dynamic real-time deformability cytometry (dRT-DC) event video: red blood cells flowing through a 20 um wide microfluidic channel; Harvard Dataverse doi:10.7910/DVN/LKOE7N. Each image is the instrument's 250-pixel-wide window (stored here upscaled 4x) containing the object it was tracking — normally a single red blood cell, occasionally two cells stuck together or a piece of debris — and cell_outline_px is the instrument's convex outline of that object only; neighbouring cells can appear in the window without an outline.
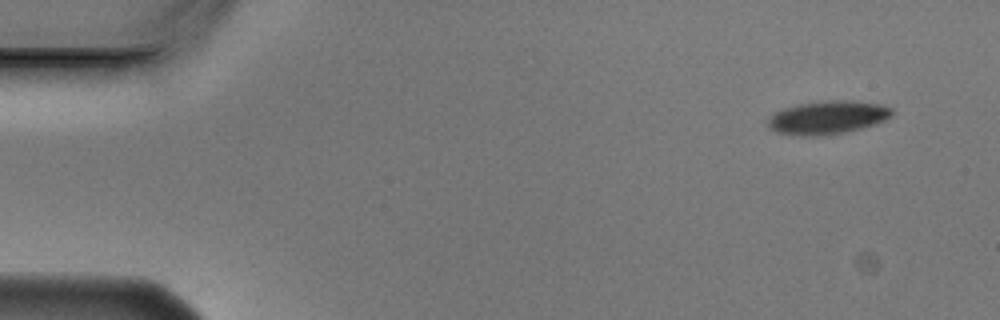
{"species": "Egyptian fruit bat (a non-hibernating species)", "species_latin": "Rousettus aegyptiacus", "temperature_condition": "cold", "stored_images_in_passage": 6, "camera_frame_rate_fps": 3000, "um_per_image_px": 0.085, "animal": {"sex": "male"}, "frame": {"image": 1, "passage_image": 1, "time_ms": 0.0, "image_size_px": [1000, 320], "cell_outline_px": [[892, 116], [876, 124], [860, 128], [820, 136], [800, 136], [776, 132], [768, 128], [768, 120], [776, 112], [784, 108], [800, 104], [832, 100], [852, 100], [880, 104], [892, 108]], "centroid_in_image_um": [70.35, 9.98], "position_along_channel_um": 14.6, "area_um2": 23.81}}
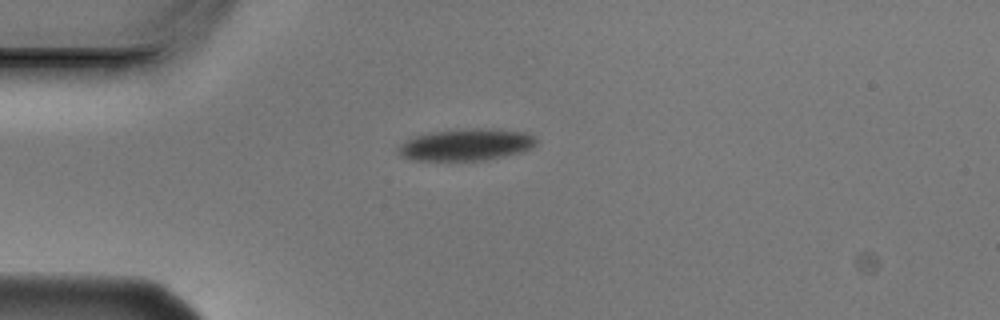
{"frame": {"image": 2, "passage_image": 4, "time_ms": 1.0, "image_size_px": [1000, 320], "cell_outline_px": [[536, 144], [532, 148], [520, 152], [504, 156], [484, 160], [416, 160], [400, 156], [396, 148], [404, 140], [416, 136], [432, 132], [472, 128], [480, 128], [524, 132], [536, 136]], "centroid_in_image_um": [39.61, 12.3], "position_along_channel_um": 45.4, "area_um2": 25.43}}
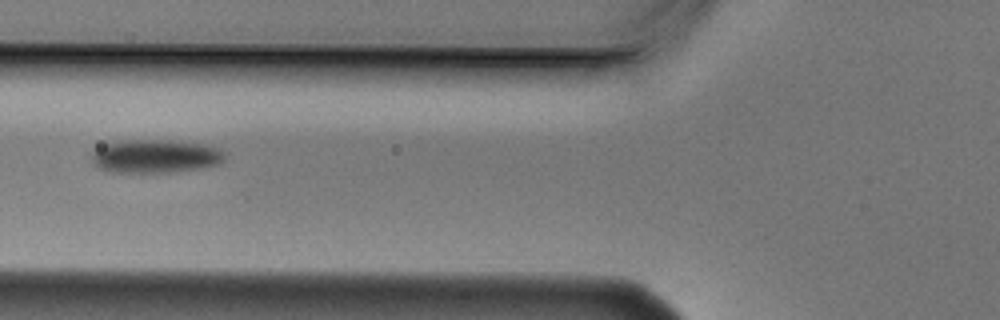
{"frame": {"image": 3, "passage_image": 6, "time_ms": 1.667, "image_size_px": [1000, 320], "cell_outline_px": [[224, 160], [220, 164], [200, 168], [168, 172], [112, 172], [96, 168], [92, 164], [88, 156], [96, 148], [104, 144], [120, 140], [168, 140], [204, 144], [220, 148], [224, 152]], "centroid_in_image_um": [13.14, 13.27], "position_along_channel_um": 112.7, "area_um2": 26.3}}